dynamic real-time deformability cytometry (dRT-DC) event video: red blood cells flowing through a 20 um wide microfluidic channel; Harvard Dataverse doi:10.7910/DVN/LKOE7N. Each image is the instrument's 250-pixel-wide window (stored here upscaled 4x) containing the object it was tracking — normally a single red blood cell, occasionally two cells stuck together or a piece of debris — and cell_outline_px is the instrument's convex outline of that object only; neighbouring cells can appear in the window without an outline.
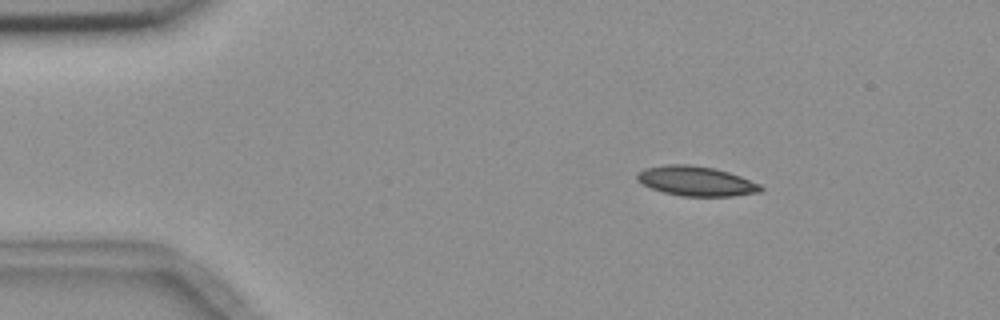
{"species": "common noctule bat (a hibernating species)", "species_latin": "Nyctalus noctula", "temperature_condition": "room temperature", "stored_images_in_passage": 6, "camera_frame_rate_fps": 3000, "um_per_image_px": 0.085, "animal": {"sex": "female", "body_mass_g": 18.4}, "frame": {"image": 1, "passage_image": 2, "time_ms": 1.333, "image_size_px": [1000, 320], "cell_outline_px": [[764, 188], [760, 192], [732, 196], [680, 196], [664, 192], [652, 188], [636, 180], [636, 172], [644, 168], [664, 164], [688, 164], [716, 168], [740, 176], [760, 184]], "centroid_in_image_um": [59.15, 15.38], "position_along_channel_um": 25.9, "area_um2": 21.5}}
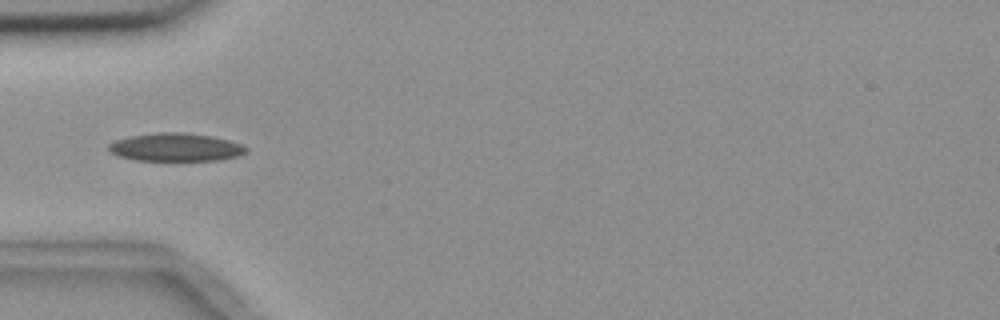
{"frame": {"image": 2, "passage_image": 4, "time_ms": 4.333, "image_size_px": [1000, 320], "cell_outline_px": [[248, 152], [236, 156], [220, 160], [136, 160], [120, 156], [112, 152], [108, 148], [108, 144], [116, 140], [128, 136], [156, 132], [184, 132], [212, 136], [228, 140], [240, 144], [248, 148]], "centroid_in_image_um": [14.94, 12.5], "position_along_channel_um": 70.1, "area_um2": 22.43}}
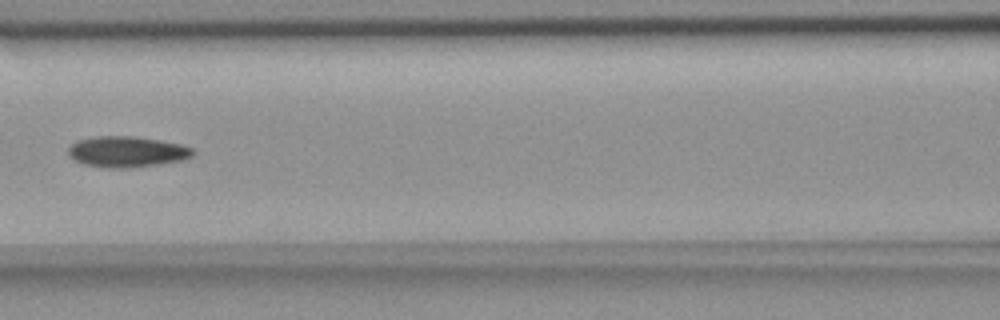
{"frame": {"image": 3, "passage_image": 6, "time_ms": 6.667, "image_size_px": [1000, 320], "cell_outline_px": [[196, 152], [192, 156], [184, 160], [160, 164], [128, 168], [108, 168], [84, 164], [76, 160], [68, 152], [68, 148], [76, 140], [96, 136], [132, 136], [160, 140], [180, 144], [192, 148]], "centroid_in_image_um": [10.82, 12.89], "position_along_channel_um": 155.8, "area_um2": 22.43}}